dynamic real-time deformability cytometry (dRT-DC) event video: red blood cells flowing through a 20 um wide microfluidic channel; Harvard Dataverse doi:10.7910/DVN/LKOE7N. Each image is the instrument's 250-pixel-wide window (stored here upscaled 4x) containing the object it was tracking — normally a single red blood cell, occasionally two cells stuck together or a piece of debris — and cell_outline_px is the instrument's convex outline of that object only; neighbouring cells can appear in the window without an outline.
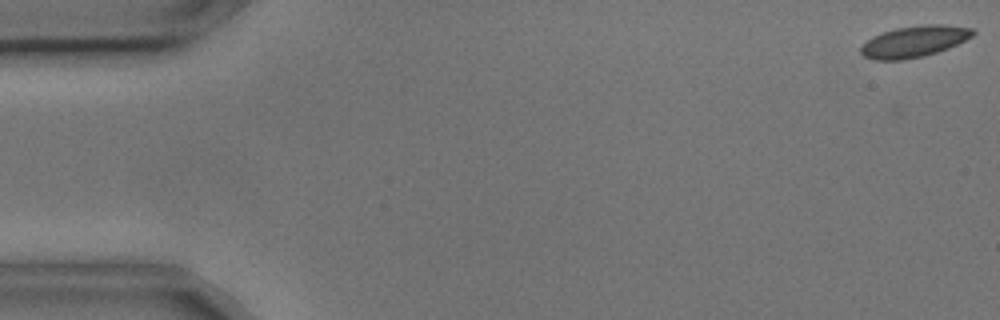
{"species": "common noctule bat (a hibernating species)", "species_latin": "Nyctalus noctula", "temperature_condition": "cold", "stored_images_in_passage": 5, "camera_frame_rate_fps": 3000, "um_per_image_px": 0.085, "animal": {"sex": "male", "body_mass_g": 17.9, "forearm_length_mm": 54.2}, "frame": {"image": 1, "passage_image": 1, "time_ms": 0.0, "image_size_px": [1000, 320], "cell_outline_px": [[976, 32], [972, 36], [948, 48], [924, 56], [904, 60], [872, 60], [864, 56], [860, 52], [860, 48], [872, 36], [896, 28], [924, 24], [944, 24], [972, 28]], "centroid_in_image_um": [77.7, 3.53], "position_along_channel_um": 7.3, "area_um2": 20.4}}